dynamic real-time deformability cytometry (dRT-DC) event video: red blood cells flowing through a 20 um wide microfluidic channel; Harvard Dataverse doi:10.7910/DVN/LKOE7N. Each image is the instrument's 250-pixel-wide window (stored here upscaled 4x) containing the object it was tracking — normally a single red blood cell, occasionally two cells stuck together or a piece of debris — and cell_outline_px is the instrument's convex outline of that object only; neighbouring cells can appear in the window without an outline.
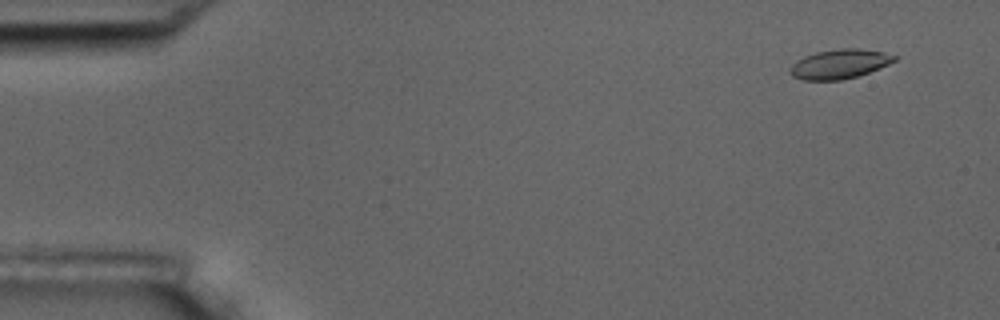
{"species": "common noctule bat (a hibernating species)", "species_latin": "Nyctalus noctula", "temperature_condition": "room temperature", "stored_images_in_passage": 57, "camera_frame_rate_fps": 3000, "um_per_image_px": 0.085, "animal": {"sex": "male", "body_mass_g": 17.5, "forearm_length_mm": 52.3}, "frame": {"image": 1, "passage_image": 4, "time_ms": 1.0, "image_size_px": [1000, 320], "cell_outline_px": [[896, 60], [888, 64], [868, 72], [856, 76], [840, 80], [804, 80], [792, 76], [788, 68], [796, 60], [804, 56], [816, 52], [840, 48], [856, 48], [884, 52], [896, 56]], "centroid_in_image_um": [71.31, 5.43], "position_along_channel_um": 13.7, "area_um2": 17.74}}
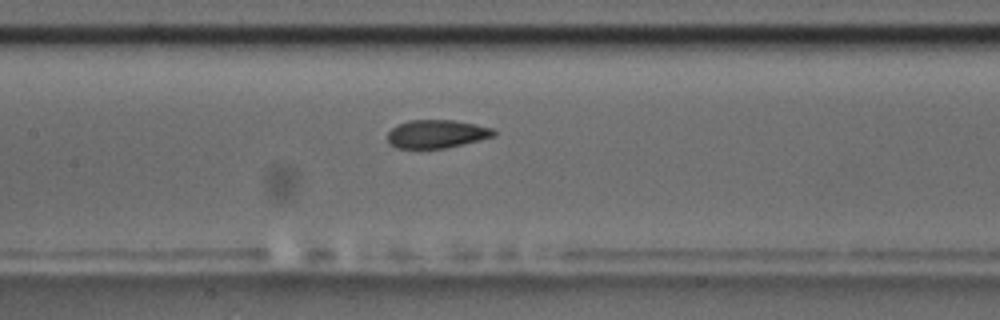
{"frame": {"image": 2, "passage_image": 27, "time_ms": 8.667, "image_size_px": [1000, 320], "cell_outline_px": [[496, 136], [444, 148], [396, 148], [388, 144], [388, 132], [396, 124], [408, 120], [452, 120], [476, 124], [492, 128], [496, 132]], "centroid_in_image_um": [37.09, 11.38], "position_along_channel_um": 170.3, "area_um2": 17.51}}
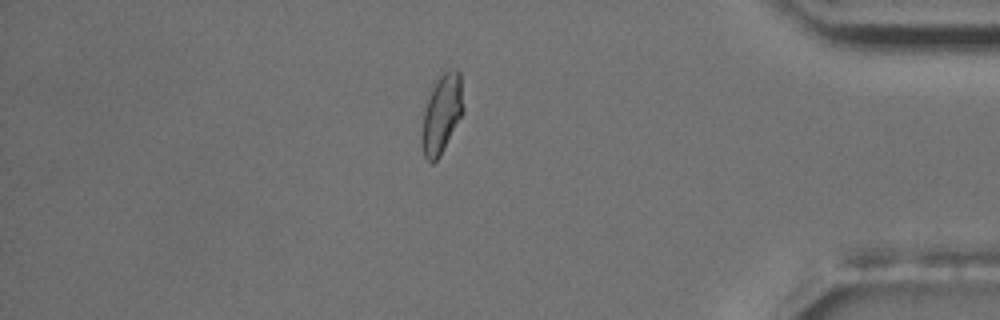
{"frame": {"image": 3, "passage_image": 49, "time_ms": 16.0, "image_size_px": [1000, 320], "cell_outline_px": [[464, 112], [440, 156], [432, 164], [424, 156], [420, 144], [420, 136], [424, 112], [432, 80], [440, 68], [456, 68], [460, 72], [464, 108]], "centroid_in_image_um": [37.53, 9.56], "position_along_channel_um": 397.7, "area_um2": 20.17}, "authors_computed_cell_mechanics": {"area_um2": 18.207, "velocity_mm_per_s": 3.5521, "shape_relaxation_time_tau1_ms": 5.5996, "shape_relaxation_time_tau2_ms": 1.2353, "deformation_change_tau1": 0.1275, "deformation_change_tau2": 0.0612}}